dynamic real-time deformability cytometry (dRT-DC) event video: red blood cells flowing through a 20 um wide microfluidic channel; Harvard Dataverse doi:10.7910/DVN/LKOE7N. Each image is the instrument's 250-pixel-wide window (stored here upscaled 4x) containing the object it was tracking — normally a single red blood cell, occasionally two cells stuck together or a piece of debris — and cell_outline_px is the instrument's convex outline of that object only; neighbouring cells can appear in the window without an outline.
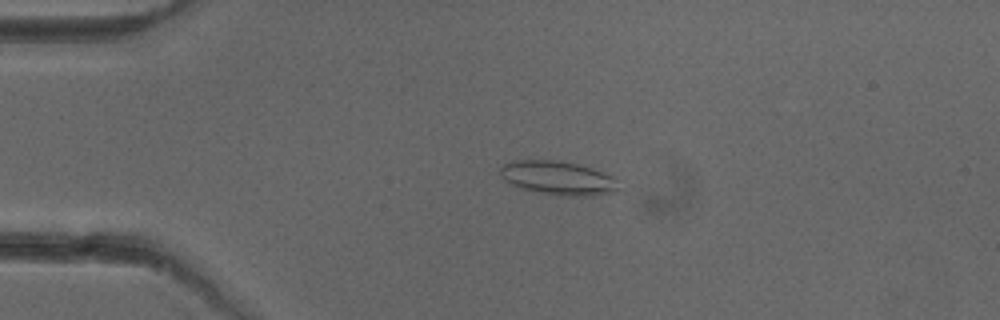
{"species": "common noctule bat (a hibernating species)", "species_latin": "Nyctalus noctula", "temperature_condition": "cold", "stored_images_in_passage": 51, "camera_frame_rate_fps": 3000, "um_per_image_px": 0.085, "animal": {"sex": "female"}, "frame": {"image": 1, "passage_image": 11, "time_ms": 3.333, "image_size_px": [1000, 320], "cell_outline_px": [[620, 188], [612, 192], [592, 196], [564, 196], [536, 192], [520, 188], [504, 180], [500, 176], [500, 168], [504, 164], [512, 160], [552, 160], [576, 164], [592, 168], [612, 176], [616, 180]], "centroid_in_image_um": [47.41, 15.14], "position_along_channel_um": 37.6, "area_um2": 23.29}}
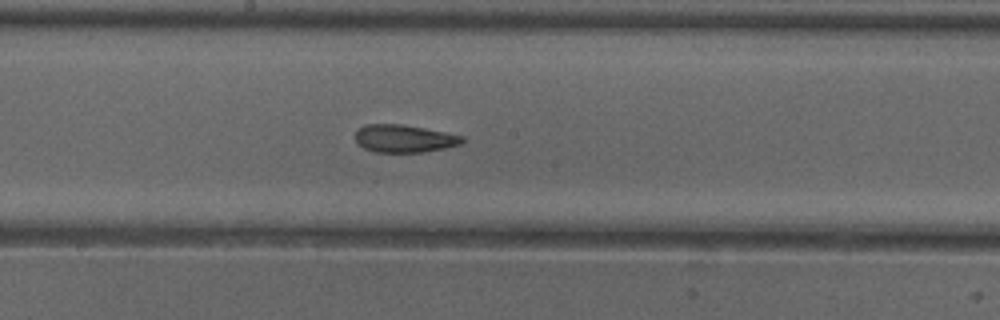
{"frame": {"image": 2, "passage_image": 27, "time_ms": 8.667, "image_size_px": [1000, 320], "cell_outline_px": [[464, 144], [424, 152], [376, 152], [364, 148], [356, 144], [356, 128], [364, 124], [400, 124], [424, 128], [464, 136]], "centroid_in_image_um": [34.34, 11.77], "position_along_channel_um": 213.9, "area_um2": 17.4}}
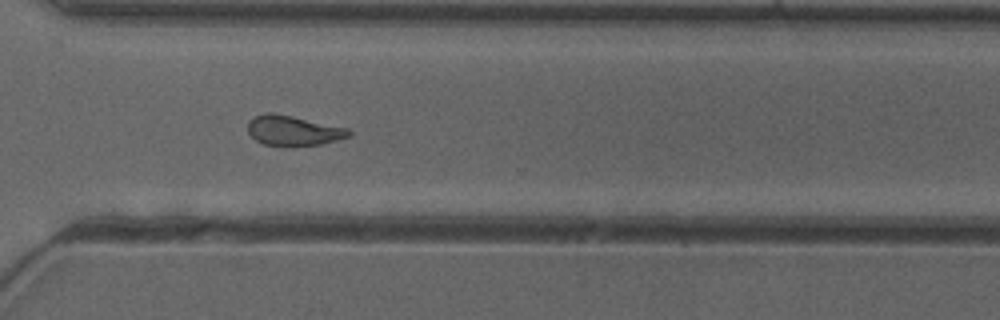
{"frame": {"image": 3, "passage_image": 37, "time_ms": 12.0, "image_size_px": [1000, 320], "cell_outline_px": [[352, 136], [320, 144], [292, 148], [280, 148], [264, 144], [256, 140], [248, 132], [248, 120], [252, 116], [264, 112], [272, 112], [292, 116], [348, 128], [352, 132]], "centroid_in_image_um": [24.9, 11.12], "position_along_channel_um": 345.7, "area_um2": 18.32}, "authors_computed_cell_mechanics": {"area_um2": 18.3226, "velocity_mm_per_s": 3.9702, "shape_relaxation_time_tau1_ms": null, "shape_relaxation_time_tau2_ms": 2.1809, "deformation_change_tau1": null, "deformation_change_tau2": 0.0951}}